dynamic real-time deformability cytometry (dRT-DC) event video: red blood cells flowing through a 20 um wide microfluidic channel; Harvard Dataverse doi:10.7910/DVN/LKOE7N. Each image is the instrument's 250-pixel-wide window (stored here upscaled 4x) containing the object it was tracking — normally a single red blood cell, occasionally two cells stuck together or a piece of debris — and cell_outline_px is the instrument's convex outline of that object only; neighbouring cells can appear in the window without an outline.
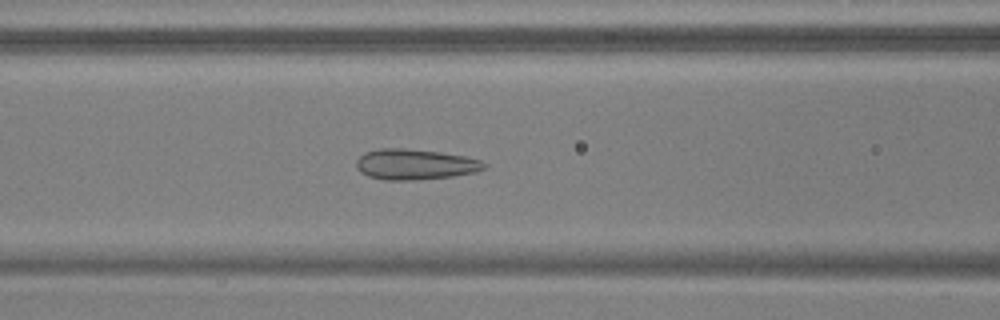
{"species": "common noctule bat (a hibernating species)", "species_latin": "Nyctalus noctula", "temperature_condition": "warm", "stored_images_in_passage": 54, "segment_of_instrument_passage": [1, 2], "camera_frame_rate_fps": 3000, "um_per_image_px": 0.085, "animal": {"sex": "male", "body_mass_g": 17.9, "forearm_length_mm": 54.2}, "frame": {"image": 1, "passage_image": 22, "time_ms": 7.0, "image_size_px": [1000, 320], "cell_outline_px": [[488, 164], [484, 168], [476, 172], [452, 176], [412, 180], [384, 180], [368, 176], [360, 172], [356, 168], [356, 160], [364, 152], [380, 148], [404, 148], [440, 152], [464, 156], [480, 160]], "centroid_in_image_um": [35.25, 13.97], "position_along_channel_um": 131.4, "area_um2": 22.83}}
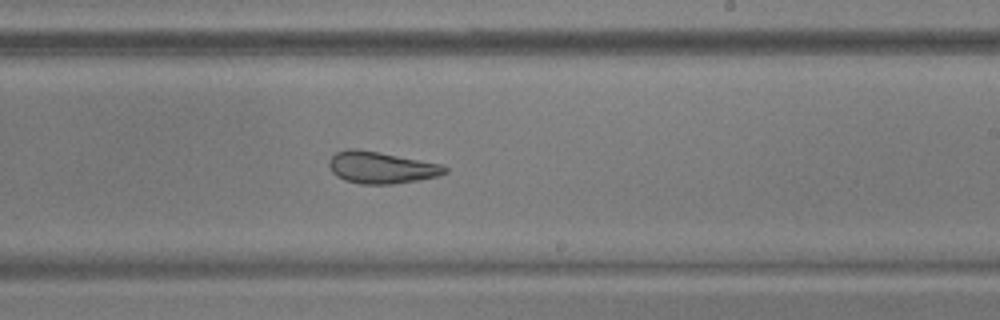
{"frame": {"image": 2, "passage_image": 32, "time_ms": 10.333, "image_size_px": [1000, 320], "cell_outline_px": [[448, 172], [436, 176], [416, 180], [392, 184], [360, 184], [344, 180], [336, 176], [332, 172], [328, 164], [328, 160], [336, 152], [348, 148], [356, 148], [440, 164], [448, 168]], "centroid_in_image_um": [32.34, 14.24], "position_along_channel_um": 256.7, "area_um2": 21.27}}
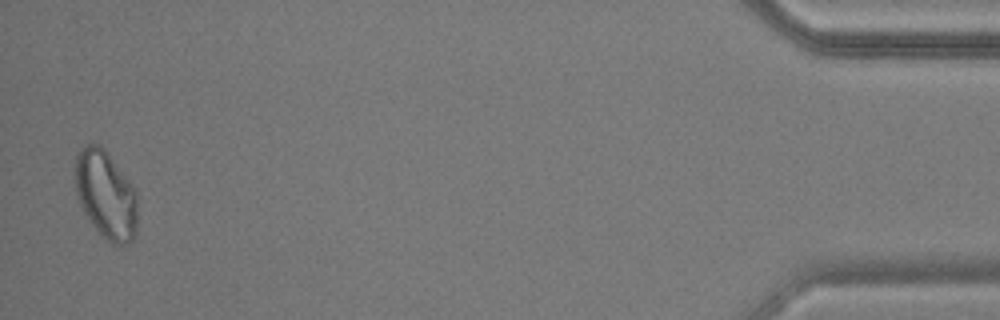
{"frame": {"image": 3, "passage_image": 52, "time_ms": 17.0, "image_size_px": [1000, 320], "cell_outline_px": [[136, 232], [132, 240], [124, 244], [112, 244], [100, 236], [88, 220], [80, 204], [76, 192], [76, 156], [88, 144], [100, 144], [108, 152], [136, 188]], "centroid_in_image_um": [9.01, 16.57], "position_along_channel_um": 426.2, "area_um2": 32.08}}